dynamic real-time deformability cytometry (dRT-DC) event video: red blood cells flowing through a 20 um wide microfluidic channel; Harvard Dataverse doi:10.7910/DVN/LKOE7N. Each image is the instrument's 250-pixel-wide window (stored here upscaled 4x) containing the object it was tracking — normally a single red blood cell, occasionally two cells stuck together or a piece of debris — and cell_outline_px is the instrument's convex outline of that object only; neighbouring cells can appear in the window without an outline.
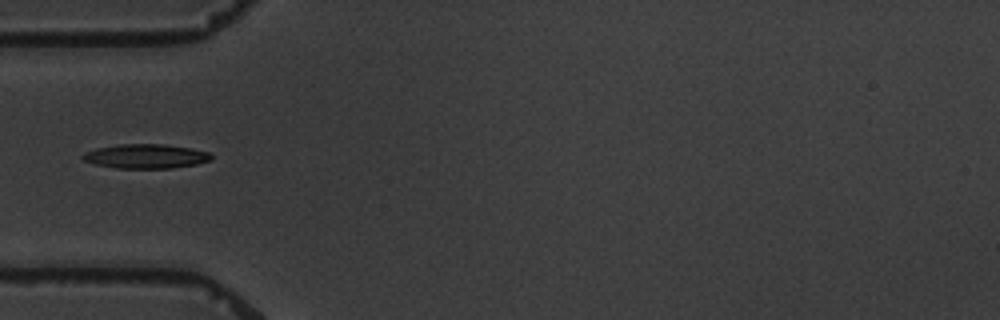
{"species": "common noctule bat (a hibernating species)", "species_latin": "Nyctalus noctula", "temperature_condition": "warm", "stored_images_in_passage": 11, "camera_frame_rate_fps": 3000, "um_per_image_px": 0.085, "animal": {"sex": "male", "body_mass_g": 19.5, "forearm_length_mm": 54.6}, "frame": {"image": 1, "passage_image": 4, "time_ms": 4.333, "image_size_px": [1000, 320], "cell_outline_px": [[212, 160], [196, 164], [172, 168], [116, 168], [96, 164], [84, 160], [80, 156], [84, 152], [96, 148], [120, 144], [164, 144], [192, 148], [208, 152], [212, 156]], "centroid_in_image_um": [12.39, 13.28], "position_along_channel_um": 72.6, "area_um2": 18.21}}
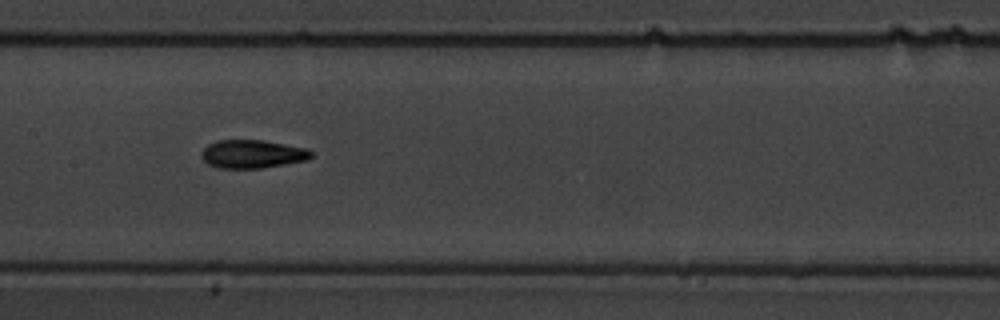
{"frame": {"image": 2, "passage_image": 7, "time_ms": 7.667, "image_size_px": [1000, 320], "cell_outline_px": [[312, 156], [308, 160], [264, 168], [220, 168], [208, 164], [200, 156], [200, 152], [208, 144], [216, 140], [264, 140], [308, 148], [312, 152]], "centroid_in_image_um": [21.46, 13.09], "position_along_channel_um": 185.9, "area_um2": 18.32}}
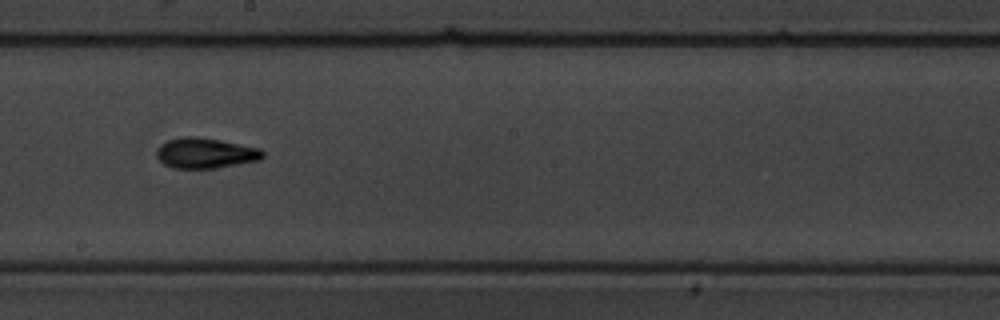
{"frame": {"image": 3, "passage_image": 8, "time_ms": 9.0, "image_size_px": [1000, 320], "cell_outline_px": [[264, 156], [260, 160], [216, 168], [172, 168], [164, 164], [156, 156], [156, 152], [160, 144], [168, 140], [184, 136], [196, 136], [220, 140], [260, 148], [264, 152]], "centroid_in_image_um": [17.45, 13.01], "position_along_channel_um": 230.7, "area_um2": 18.84}}